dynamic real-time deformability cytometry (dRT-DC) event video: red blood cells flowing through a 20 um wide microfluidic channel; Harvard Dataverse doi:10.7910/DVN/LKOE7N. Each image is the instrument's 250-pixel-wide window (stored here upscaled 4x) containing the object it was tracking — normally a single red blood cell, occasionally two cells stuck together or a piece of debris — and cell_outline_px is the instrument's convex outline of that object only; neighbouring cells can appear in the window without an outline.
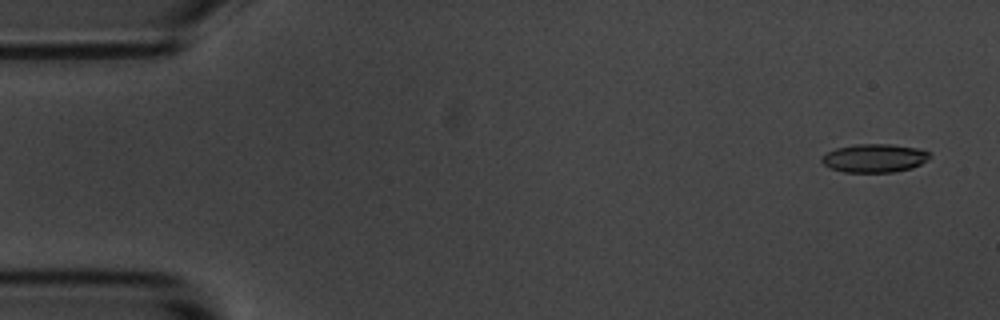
{"species": "common noctule bat (a hibernating species)", "species_latin": "Nyctalus noctula", "temperature_condition": "room temperature", "stored_images_in_passage": 53, "camera_frame_rate_fps": 3000, "um_per_image_px": 0.085, "animal": {"sex": "male", "body_mass_g": 20.1, "forearm_length_mm": 53.5}, "frame": {"image": 1, "passage_image": 3, "time_ms": 0.667, "image_size_px": [1000, 320], "cell_outline_px": [[932, 156], [928, 160], [912, 168], [892, 172], [844, 172], [832, 168], [824, 164], [820, 160], [820, 156], [836, 148], [856, 144], [892, 144], [916, 148], [928, 152]], "centroid_in_image_um": [74.32, 13.44], "position_along_channel_um": 10.7, "area_um2": 17.86}}
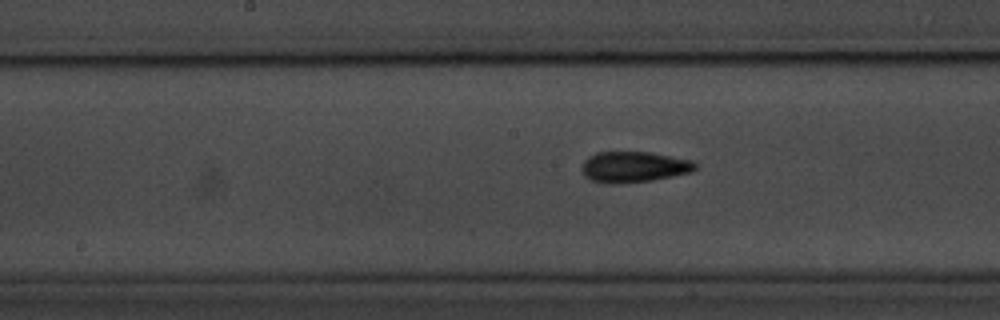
{"frame": {"image": 2, "passage_image": 28, "time_ms": 9.0, "image_size_px": [1000, 320], "cell_outline_px": [[696, 168], [692, 172], [652, 180], [616, 184], [608, 184], [592, 180], [584, 176], [580, 168], [584, 160], [588, 156], [596, 152], [648, 152], [692, 160], [696, 164]], "centroid_in_image_um": [53.83, 14.19], "position_along_channel_um": 194.4, "area_um2": 20.46}}
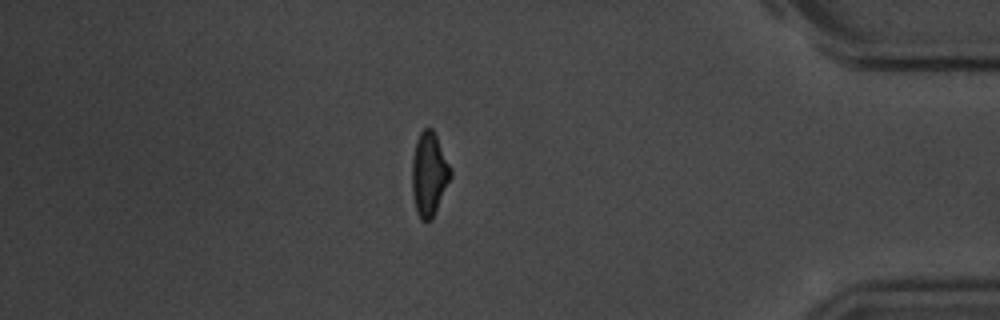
{"frame": {"image": 3, "passage_image": 48, "time_ms": 15.667, "image_size_px": [1000, 320], "cell_outline_px": [[452, 176], [432, 220], [420, 220], [416, 212], [412, 192], [412, 160], [416, 140], [420, 132], [424, 128], [432, 128], [452, 168]], "centroid_in_image_um": [36.48, 14.81], "position_along_channel_um": 398.7, "area_um2": 18.96}}